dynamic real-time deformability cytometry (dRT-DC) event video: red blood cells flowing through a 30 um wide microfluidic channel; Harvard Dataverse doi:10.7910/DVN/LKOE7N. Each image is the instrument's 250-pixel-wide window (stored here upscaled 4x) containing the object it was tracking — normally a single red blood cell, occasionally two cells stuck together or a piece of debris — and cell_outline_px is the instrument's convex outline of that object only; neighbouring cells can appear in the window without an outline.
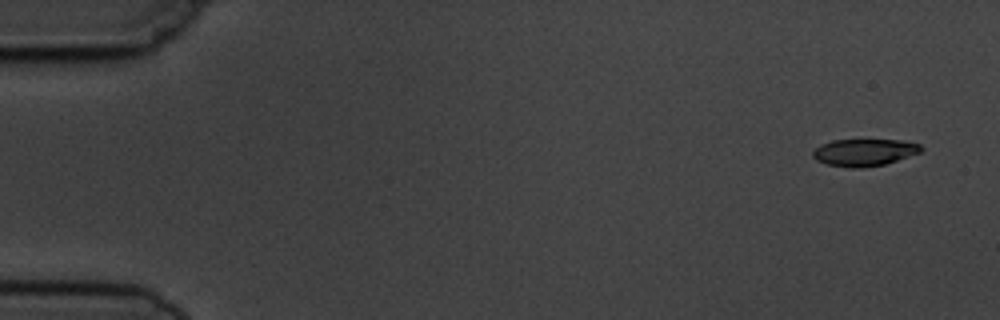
{"species": "common noctule bat (a hibernating species)", "species_latin": "Nyctalus noctula", "temperature_condition": "cold", "stored_images_in_passage": 9, "camera_frame_rate_fps": 3000, "um_per_image_px": 0.085, "animal": {"sex": "male", "body_mass_g": 19.5, "forearm_length_mm": 54.6}, "frame": {"image": 1, "passage_image": 1, "time_ms": 0.0, "image_size_px": [1000, 320], "cell_outline_px": [[924, 148], [920, 152], [884, 164], [864, 168], [852, 168], [828, 164], [816, 160], [812, 156], [812, 152], [820, 144], [832, 140], [900, 140], [920, 144]], "centroid_in_image_um": [73.44, 12.95], "position_along_channel_um": 11.6, "area_um2": 16.99}}
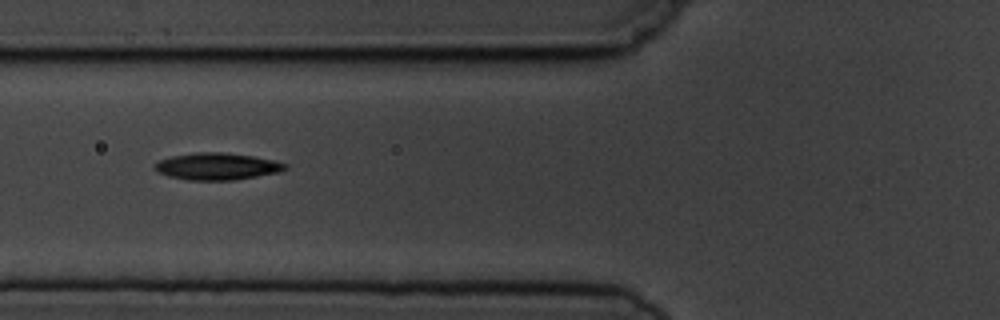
{"frame": {"image": 2, "passage_image": 6, "time_ms": 6.0, "image_size_px": [1000, 320], "cell_outline_px": [[288, 168], [280, 172], [232, 180], [188, 180], [168, 176], [160, 172], [156, 168], [156, 164], [160, 160], [172, 156], [196, 152], [224, 152], [252, 156], [272, 160], [288, 164]], "centroid_in_image_um": [18.49, 14.14], "position_along_channel_um": 107.3, "area_um2": 20.23}}
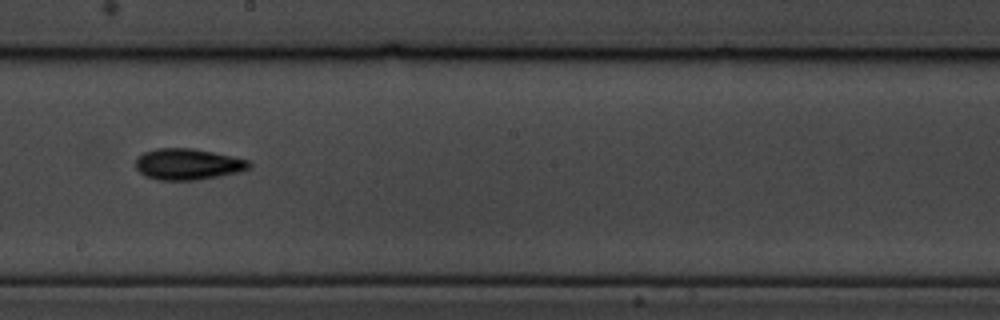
{"frame": {"image": 3, "passage_image": 9, "time_ms": 9.333, "image_size_px": [1000, 320], "cell_outline_px": [[252, 164], [248, 168], [236, 172], [216, 176], [192, 180], [160, 180], [148, 176], [140, 172], [136, 168], [136, 160], [144, 152], [156, 148], [192, 148], [212, 152], [248, 160]], "centroid_in_image_um": [15.94, 13.94], "position_along_channel_um": 232.3, "area_um2": 20.11}}